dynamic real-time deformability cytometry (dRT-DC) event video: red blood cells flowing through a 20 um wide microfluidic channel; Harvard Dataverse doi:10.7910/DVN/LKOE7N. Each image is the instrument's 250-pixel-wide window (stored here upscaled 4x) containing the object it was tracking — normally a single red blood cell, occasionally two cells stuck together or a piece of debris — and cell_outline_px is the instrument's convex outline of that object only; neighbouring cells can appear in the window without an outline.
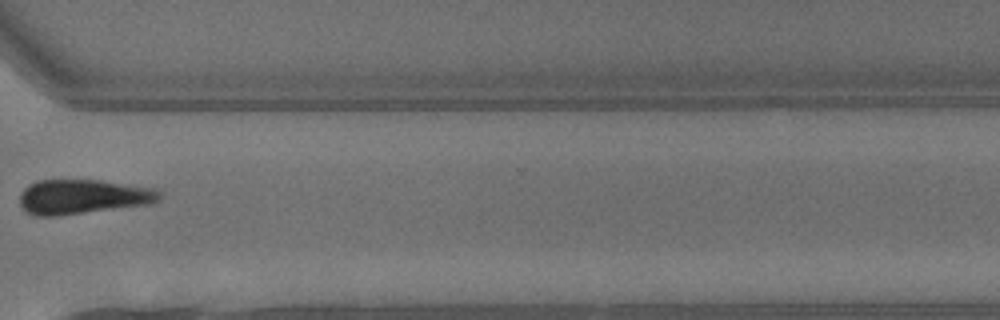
{"species": "common noctule bat (a hibernating species)", "species_latin": "Nyctalus noctula", "temperature_condition": "warm", "stored_images_in_passage": 17, "camera_frame_rate_fps": 3000, "um_per_image_px": 0.085, "animal": {"sex": "male", "body_mass_g": 13.3}, "frame": {"image": 1, "passage_image": 12, "time_ms": 3.667, "image_size_px": [1000, 320], "cell_outline_px": [[160, 200], [152, 204], [56, 216], [36, 216], [28, 212], [20, 204], [20, 192], [28, 184], [36, 180], [100, 180], [160, 188]], "centroid_in_image_um": [7.09, 16.71], "position_along_channel_um": 363.5, "area_um2": 28.55}}
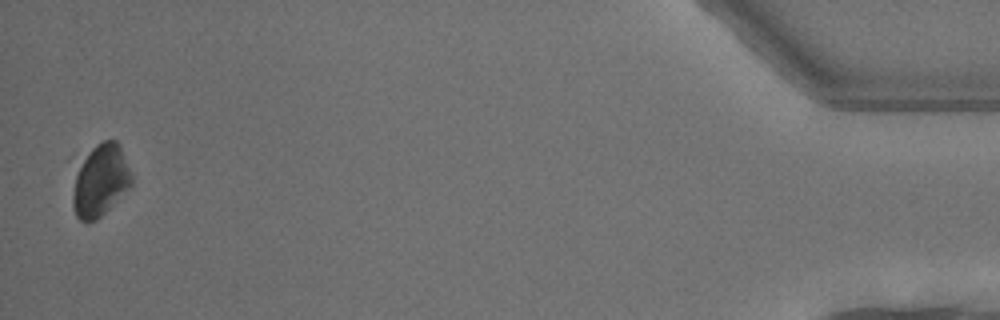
{"frame": {"image": 2, "passage_image": 17, "time_ms": 5.333, "image_size_px": [1000, 320], "cell_outline_px": [[132, 184], [96, 220], [88, 224], [80, 220], [76, 216], [72, 204], [72, 196], [76, 176], [84, 160], [92, 148], [96, 144], [104, 140], [116, 140], [120, 144], [132, 176]], "centroid_in_image_um": [8.54, 15.36], "position_along_channel_um": 426.7, "area_um2": 24.04}}